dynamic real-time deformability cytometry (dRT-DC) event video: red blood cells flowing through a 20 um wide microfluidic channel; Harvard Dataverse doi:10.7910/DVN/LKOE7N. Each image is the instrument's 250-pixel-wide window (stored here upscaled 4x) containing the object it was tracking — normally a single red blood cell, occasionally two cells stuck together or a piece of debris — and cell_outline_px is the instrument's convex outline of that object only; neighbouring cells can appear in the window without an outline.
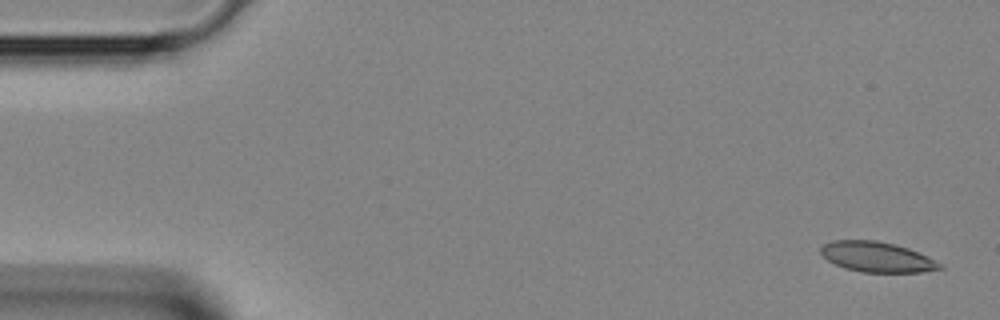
{"species": "Egyptian fruit bat (a non-hibernating species)", "species_latin": "Rousettus aegyptiacus", "temperature_condition": "room temperature", "stored_images_in_passage": 5, "segment_of_instrument_passage": [1, 2], "camera_frame_rate_fps": 3000, "um_per_image_px": 0.085, "animal": {"sex": "female"}, "frame": {"image": 1, "passage_image": 1, "time_ms": 0.0, "image_size_px": [1000, 320], "cell_outline_px": [[944, 268], [920, 272], [864, 272], [844, 268], [828, 260], [820, 252], [820, 248], [824, 244], [832, 240], [876, 240], [896, 244], [908, 248], [940, 264]], "centroid_in_image_um": [74.48, 21.83], "position_along_channel_um": 10.5, "area_um2": 20.63}}
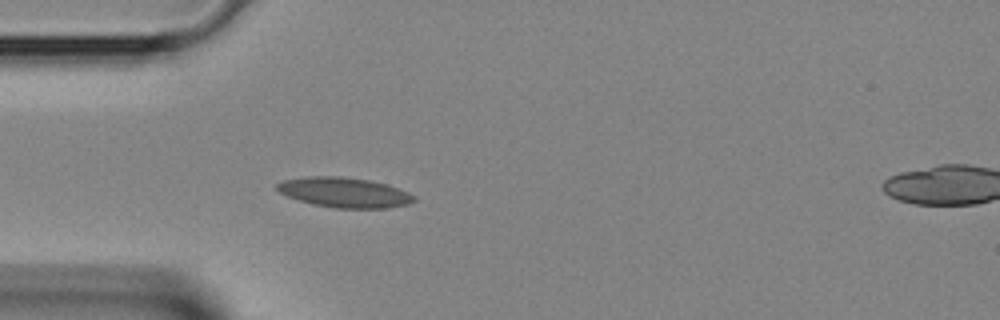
{"frame": {"image": 2, "passage_image": 3, "time_ms": 0.667, "image_size_px": [1000, 320], "cell_outline_px": [[416, 200], [408, 204], [384, 208], [336, 208], [312, 204], [288, 196], [280, 192], [276, 188], [276, 184], [284, 180], [308, 176], [340, 176], [368, 180], [384, 184], [408, 192], [416, 196]], "centroid_in_image_um": [29.26, 16.36], "position_along_channel_um": 55.7, "area_um2": 23.7}}